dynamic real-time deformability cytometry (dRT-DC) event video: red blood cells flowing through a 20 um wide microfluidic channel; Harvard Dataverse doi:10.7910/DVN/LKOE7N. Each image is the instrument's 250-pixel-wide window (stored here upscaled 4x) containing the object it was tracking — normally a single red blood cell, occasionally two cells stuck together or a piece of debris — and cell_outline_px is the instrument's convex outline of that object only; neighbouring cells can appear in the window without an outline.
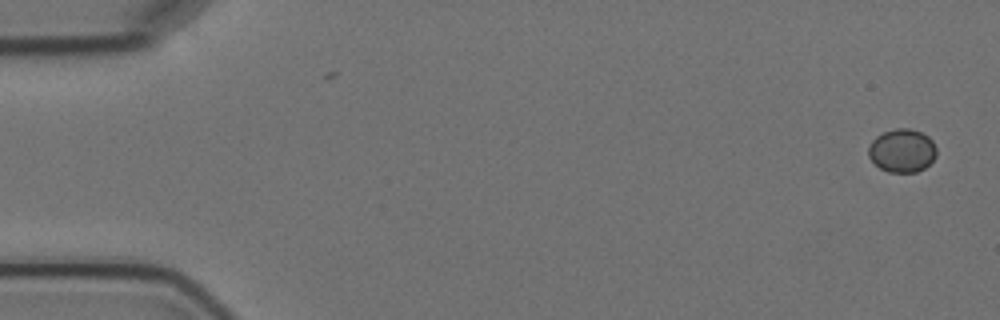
{"species": "Egyptian fruit bat (a non-hibernating species)", "species_latin": "Rousettus aegyptiacus", "temperature_condition": "cold", "stored_images_in_passage": 2, "camera_frame_rate_fps": 3000, "um_per_image_px": 0.085, "animal": {"sex": "female"}, "frame": {"image": 1, "passage_image": 2, "time_ms": 1.333, "image_size_px": [1000, 320], "cell_outline_px": [[936, 156], [924, 168], [916, 172], [888, 172], [880, 168], [868, 156], [868, 144], [876, 136], [884, 132], [896, 128], [908, 128], [920, 132], [928, 136], [932, 140], [936, 148]], "centroid_in_image_um": [76.66, 12.8], "position_along_channel_um": 8.3, "area_um2": 17.17}}